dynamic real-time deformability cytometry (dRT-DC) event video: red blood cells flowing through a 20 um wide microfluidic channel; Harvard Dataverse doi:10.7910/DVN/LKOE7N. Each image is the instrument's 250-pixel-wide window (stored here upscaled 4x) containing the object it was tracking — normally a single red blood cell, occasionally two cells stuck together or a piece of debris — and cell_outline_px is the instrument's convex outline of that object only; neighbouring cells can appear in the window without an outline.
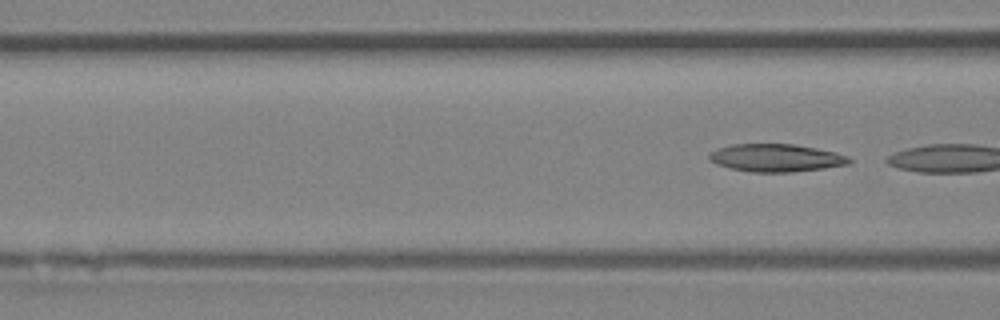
{"species": "Egyptian fruit bat (a non-hibernating species)", "species_latin": "Rousettus aegyptiacus", "temperature_condition": "room temperature", "stored_images_in_passage": 7, "segment_of_instrument_passage": [2, 2], "camera_frame_rate_fps": 3000, "um_per_image_px": 0.085, "animal": {"sex": "female"}, "frame": {"image": 1, "passage_image": 7, "time_ms": 7.667, "image_size_px": [1000, 320], "cell_outline_px": [[852, 160], [848, 164], [824, 168], [792, 172], [752, 172], [732, 168], [716, 164], [708, 160], [708, 156], [716, 148], [732, 144], [792, 144], [816, 148], [836, 152], [848, 156]], "centroid_in_image_um": [65.95, 13.41], "position_along_channel_um": 100.6, "area_um2": 22.6}}